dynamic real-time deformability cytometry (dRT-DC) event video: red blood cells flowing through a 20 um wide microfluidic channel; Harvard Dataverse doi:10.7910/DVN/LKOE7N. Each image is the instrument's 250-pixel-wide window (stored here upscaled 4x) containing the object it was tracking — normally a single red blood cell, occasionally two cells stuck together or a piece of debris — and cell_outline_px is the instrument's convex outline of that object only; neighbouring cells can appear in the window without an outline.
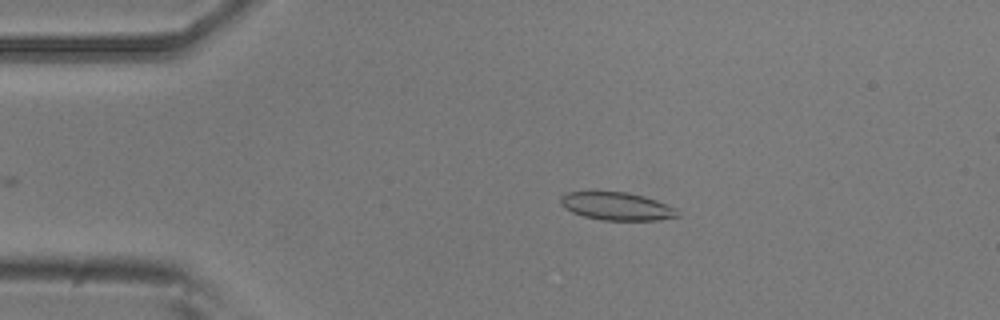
{"species": "common noctule bat (a hibernating species)", "species_latin": "Nyctalus noctula", "temperature_condition": "room temperature", "stored_images_in_passage": 4, "camera_frame_rate_fps": 3000, "um_per_image_px": 0.085, "animal": {"sex": "male", "body_mass_g": 20.5, "forearm_length_mm": 52.5}, "frame": {"image": 1, "passage_image": 1, "time_ms": 0.0, "image_size_px": [1000, 320], "cell_outline_px": [[680, 216], [656, 220], [600, 220], [584, 216], [572, 212], [564, 208], [560, 204], [560, 196], [568, 192], [628, 192], [644, 196], [656, 200], [676, 208]], "centroid_in_image_um": [52.41, 17.53], "position_along_channel_um": 32.6, "area_um2": 19.02}}
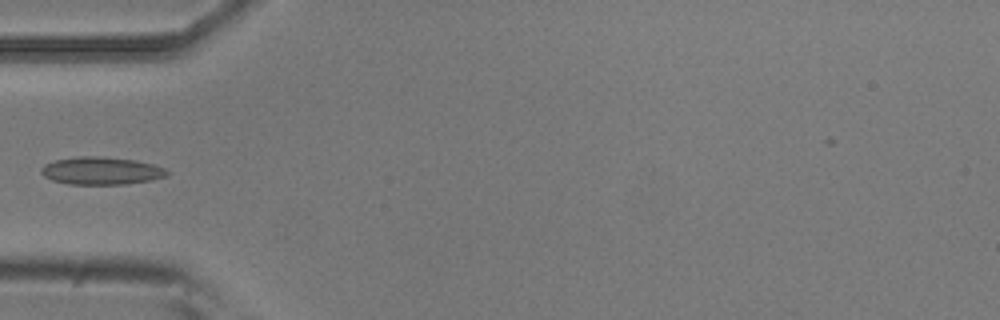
{"frame": {"image": 2, "passage_image": 3, "time_ms": 2.333, "image_size_px": [1000, 320], "cell_outline_px": [[168, 176], [152, 180], [124, 184], [68, 184], [52, 180], [44, 176], [40, 172], [40, 168], [44, 164], [56, 160], [80, 156], [100, 156], [136, 160], [152, 164], [164, 168], [168, 172]], "centroid_in_image_um": [8.6, 14.51], "position_along_channel_um": 76.4, "area_um2": 20.29}}
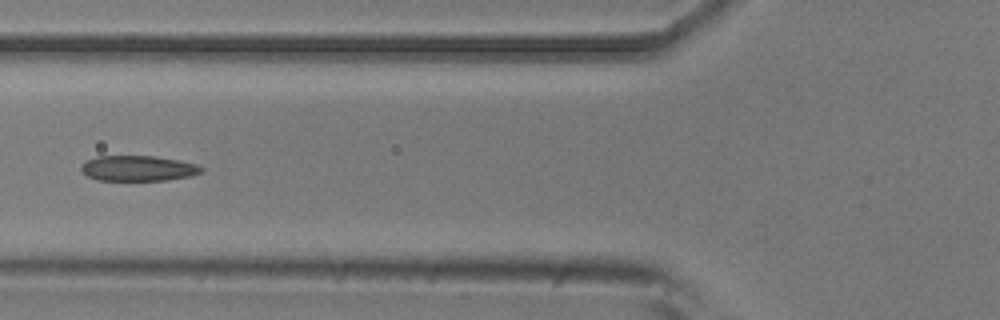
{"frame": {"image": 3, "passage_image": 4, "time_ms": 3.333, "image_size_px": [1000, 320], "cell_outline_px": [[204, 172], [192, 176], [168, 180], [96, 180], [88, 176], [80, 168], [88, 160], [96, 156], [156, 156], [180, 160], [200, 164], [204, 168]], "centroid_in_image_um": [11.84, 14.3], "position_along_channel_um": 114.0, "area_um2": 17.98}}